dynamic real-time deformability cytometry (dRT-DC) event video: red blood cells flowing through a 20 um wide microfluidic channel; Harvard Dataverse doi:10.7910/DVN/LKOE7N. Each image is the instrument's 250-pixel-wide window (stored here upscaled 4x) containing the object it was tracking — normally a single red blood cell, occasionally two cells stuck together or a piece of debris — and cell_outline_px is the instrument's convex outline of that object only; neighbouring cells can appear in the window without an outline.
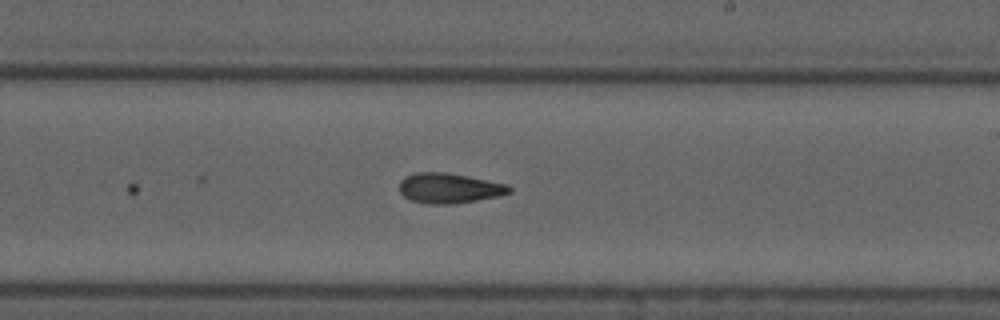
{"species": "common noctule bat (a hibernating species)", "species_latin": "Nyctalus noctula", "temperature_condition": "cold", "stored_images_in_passage": 10, "camera_frame_rate_fps": 3000, "um_per_image_px": 0.085, "animal": {"sex": "male", "forearm_length_mm": 52.5}, "frame": {"image": 1, "passage_image": 10, "time_ms": 11.667, "image_size_px": [1000, 320], "cell_outline_px": [[512, 192], [500, 196], [456, 204], [428, 204], [408, 200], [400, 192], [400, 180], [404, 176], [416, 172], [448, 172], [508, 184], [512, 188]], "centroid_in_image_um": [38.19, 16.0], "position_along_channel_um": 250.8, "area_um2": 19.65}}